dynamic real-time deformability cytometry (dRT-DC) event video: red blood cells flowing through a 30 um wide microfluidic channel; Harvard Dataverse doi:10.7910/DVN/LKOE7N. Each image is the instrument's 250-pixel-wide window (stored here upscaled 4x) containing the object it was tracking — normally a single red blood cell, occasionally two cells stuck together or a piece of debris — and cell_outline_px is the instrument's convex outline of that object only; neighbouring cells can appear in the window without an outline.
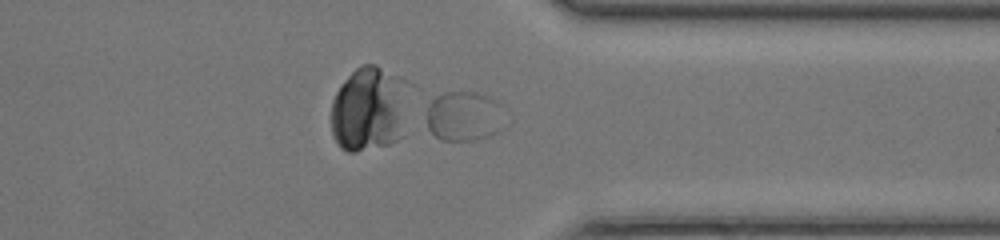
{"species": "common noctule bat (a hibernating species)", "species_latin": "Nyctalus noctula", "temperature_condition": "room temperature", "stored_images_in_passage": 48, "camera_frame_rate_fps": 3000, "um_per_image_px": 0.085, "animal": {"sex": "female", "body_mass_g": 17.0, "forearm_length_mm": 48.0}, "frame": {"image": 1, "passage_image": 38, "time_ms": 12.333, "image_size_px": [1000, 240], "cell_outline_px": [[512, 120], [504, 128], [492, 136], [476, 140], [440, 140], [428, 128], [428, 96], [444, 92], [484, 92], [500, 100], [504, 104]], "centroid_in_image_um": [39.62, 9.83], "position_along_channel_um": 371.8, "area_um2": 24.62}}